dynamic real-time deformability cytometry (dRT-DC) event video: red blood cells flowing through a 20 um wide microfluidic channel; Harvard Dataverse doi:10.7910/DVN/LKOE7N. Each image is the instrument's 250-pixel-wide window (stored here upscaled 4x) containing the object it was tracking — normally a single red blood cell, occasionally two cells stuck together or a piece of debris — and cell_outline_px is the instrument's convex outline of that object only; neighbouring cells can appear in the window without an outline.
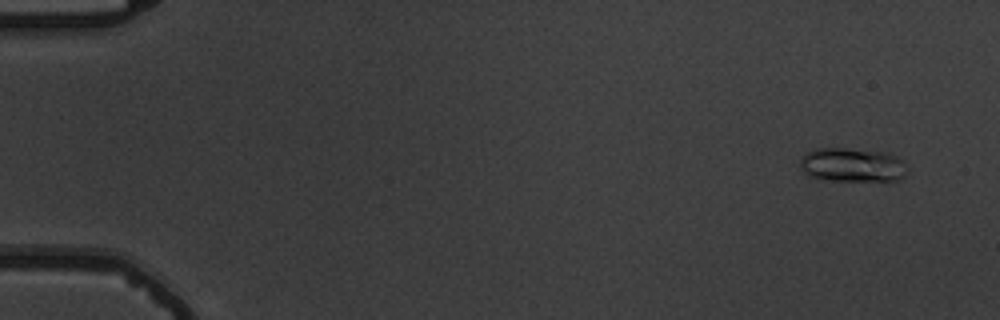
{"species": "common noctule bat (a hibernating species)", "species_latin": "Nyctalus noctula", "temperature_condition": "warm", "stored_images_in_passage": 6, "camera_frame_rate_fps": 3000, "um_per_image_px": 0.085, "animal": {"sex": "male", "body_mass_g": 19.5, "forearm_length_mm": 54.6}, "frame": {"image": 1, "passage_image": 2, "time_ms": 1.0, "image_size_px": [1000, 320], "cell_outline_px": [[908, 172], [900, 180], [820, 180], [808, 176], [800, 168], [800, 160], [808, 152], [816, 148], [844, 148], [888, 152], [896, 156], [900, 160]], "centroid_in_image_um": [72.42, 14.02], "position_along_channel_um": 12.6, "area_um2": 21.21}}